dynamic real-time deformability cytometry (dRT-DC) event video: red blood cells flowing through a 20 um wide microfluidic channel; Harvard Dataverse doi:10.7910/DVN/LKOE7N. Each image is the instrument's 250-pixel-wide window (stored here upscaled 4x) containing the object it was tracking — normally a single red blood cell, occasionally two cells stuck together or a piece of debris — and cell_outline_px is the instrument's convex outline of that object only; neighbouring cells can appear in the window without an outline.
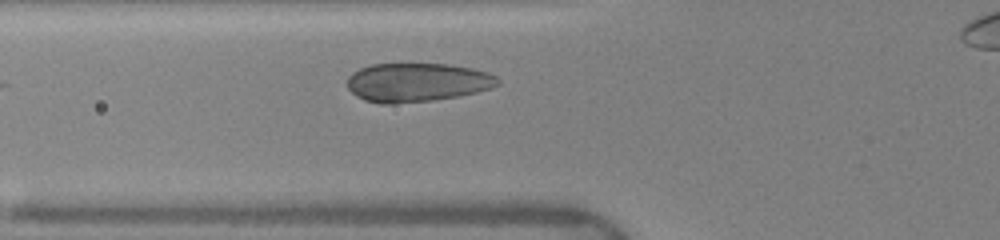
{"species": "human", "species_latin": "Homo sapiens", "temperature_condition": "warm", "stored_images_in_passage": 15, "camera_frame_rate_fps": 3000, "um_per_image_px": 0.085, "donor": {"sex": "female"}, "frame": {"image": 1, "passage_image": 2, "time_ms": 0.333, "image_size_px": [1000, 240], "cell_outline_px": [[500, 84], [492, 88], [460, 96], [432, 100], [392, 104], [380, 104], [364, 100], [356, 96], [348, 88], [348, 76], [352, 72], [360, 68], [372, 64], [448, 64], [472, 68], [488, 72], [496, 76], [500, 80]], "centroid_in_image_um": [35.46, 7.0], "position_along_channel_um": 90.3, "area_um2": 34.22}}
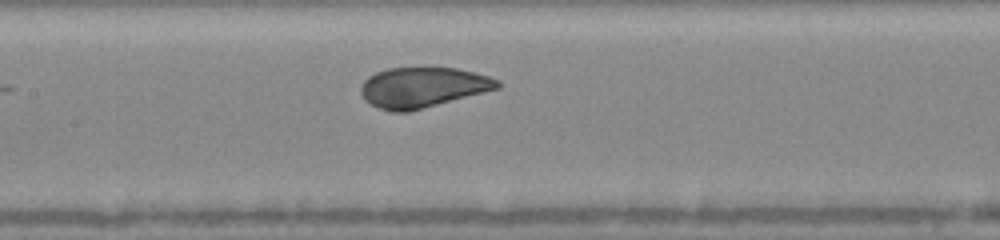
{"frame": {"image": 2, "passage_image": 8, "time_ms": 2.333, "image_size_px": [1000, 240], "cell_outline_px": [[500, 88], [408, 112], [392, 112], [380, 108], [364, 100], [360, 92], [360, 88], [364, 80], [368, 76], [376, 72], [388, 68], [456, 68], [488, 76], [496, 80], [500, 84]], "centroid_in_image_um": [35.89, 7.43], "position_along_channel_um": 171.5, "area_um2": 31.79}}
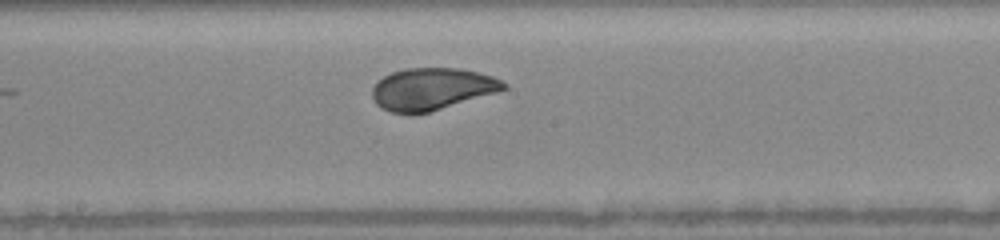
{"frame": {"image": 3, "passage_image": 11, "time_ms": 3.333, "image_size_px": [1000, 240], "cell_outline_px": [[508, 88], [496, 92], [432, 112], [412, 116], [392, 112], [380, 108], [376, 104], [372, 96], [372, 88], [376, 80], [392, 72], [404, 68], [460, 68], [492, 76], [508, 84]], "centroid_in_image_um": [36.66, 7.59], "position_along_channel_um": 211.5, "area_um2": 32.71}}